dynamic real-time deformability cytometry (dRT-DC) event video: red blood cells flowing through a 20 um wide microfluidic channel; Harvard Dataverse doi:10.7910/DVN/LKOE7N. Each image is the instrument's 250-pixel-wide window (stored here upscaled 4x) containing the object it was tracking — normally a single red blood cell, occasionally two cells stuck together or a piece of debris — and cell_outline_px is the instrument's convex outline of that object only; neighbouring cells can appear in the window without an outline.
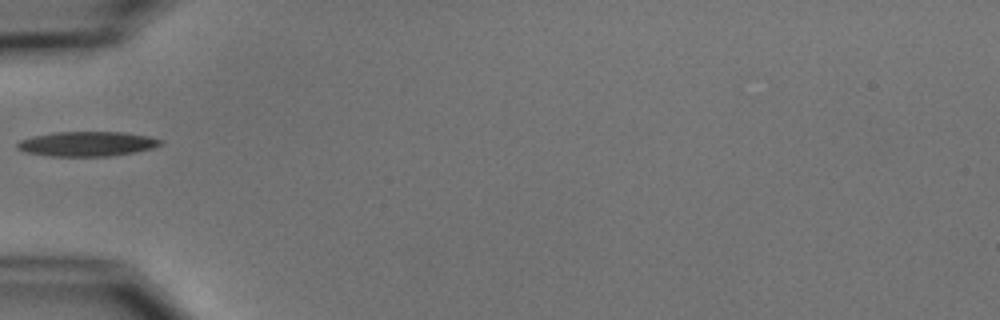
{"species": "common noctule bat (a hibernating species)", "species_latin": "Nyctalus noctula", "temperature_condition": "cold", "stored_images_in_passage": 5, "camera_frame_rate_fps": 3000, "um_per_image_px": 0.085, "animal": {"sex": "male", "body_mass_g": 15.6}, "frame": {"image": 1, "passage_image": 5, "time_ms": 5.667, "image_size_px": [1000, 320], "cell_outline_px": [[164, 144], [152, 148], [136, 152], [112, 156], [52, 156], [24, 152], [16, 148], [16, 144], [20, 140], [32, 136], [52, 132], [124, 132], [148, 136], [164, 140]], "centroid_in_image_um": [7.42, 12.22], "position_along_channel_um": 77.6, "area_um2": 20.87}}